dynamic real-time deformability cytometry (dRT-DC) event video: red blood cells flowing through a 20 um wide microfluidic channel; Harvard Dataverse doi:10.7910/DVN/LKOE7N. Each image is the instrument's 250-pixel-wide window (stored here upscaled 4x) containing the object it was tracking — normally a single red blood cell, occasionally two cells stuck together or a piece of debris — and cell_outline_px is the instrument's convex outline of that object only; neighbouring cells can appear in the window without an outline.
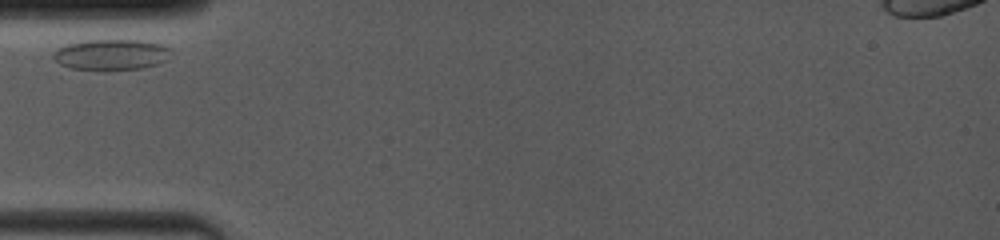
{"species": "common noctule bat (a hibernating species)", "species_latin": "Nyctalus noctula", "temperature_condition": "room temperature", "stored_images_in_passage": 24, "camera_frame_rate_fps": 4000, "um_per_image_px": 0.085, "animal": {"sex": "female", "body_mass_g": 19.0, "forearm_length_mm": 53.3}, "frame": {"image": 1, "passage_image": 1, "time_ms": 0.0, "image_size_px": [1000, 240], "cell_outline_px": [[168, 60], [160, 64], [140, 68], [68, 68], [60, 64], [52, 56], [64, 44], [84, 40], [140, 40], [160, 44], [168, 48]], "centroid_in_image_um": [9.46, 4.61], "position_along_channel_um": 75.5, "area_um2": 20.46}}
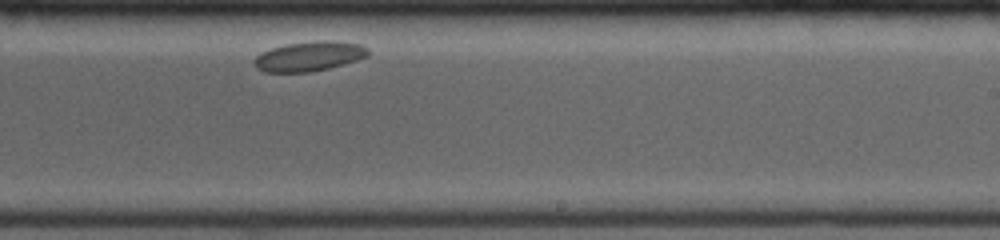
{"frame": {"image": 2, "passage_image": 14, "time_ms": 5.5, "image_size_px": [1000, 240], "cell_outline_px": [[368, 56], [344, 64], [312, 72], [264, 72], [256, 68], [252, 64], [252, 60], [260, 52], [272, 48], [288, 44], [316, 40], [332, 40], [360, 44], [368, 48]], "centroid_in_image_um": [26.25, 4.78], "position_along_channel_um": 262.8, "area_um2": 19.88}}
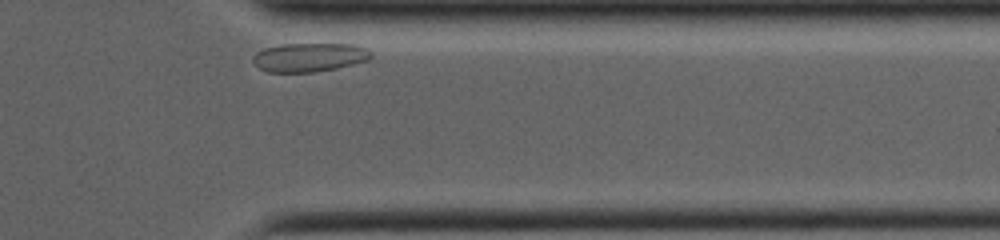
{"frame": {"image": 3, "passage_image": 23, "time_ms": 9.0, "image_size_px": [1000, 240], "cell_outline_px": [[372, 56], [368, 60], [336, 68], [316, 72], [268, 72], [260, 68], [252, 60], [252, 56], [256, 52], [264, 48], [280, 44], [356, 44], [368, 48], [372, 52]], "centroid_in_image_um": [26.31, 4.86], "position_along_channel_um": 385.1, "area_um2": 19.94}}